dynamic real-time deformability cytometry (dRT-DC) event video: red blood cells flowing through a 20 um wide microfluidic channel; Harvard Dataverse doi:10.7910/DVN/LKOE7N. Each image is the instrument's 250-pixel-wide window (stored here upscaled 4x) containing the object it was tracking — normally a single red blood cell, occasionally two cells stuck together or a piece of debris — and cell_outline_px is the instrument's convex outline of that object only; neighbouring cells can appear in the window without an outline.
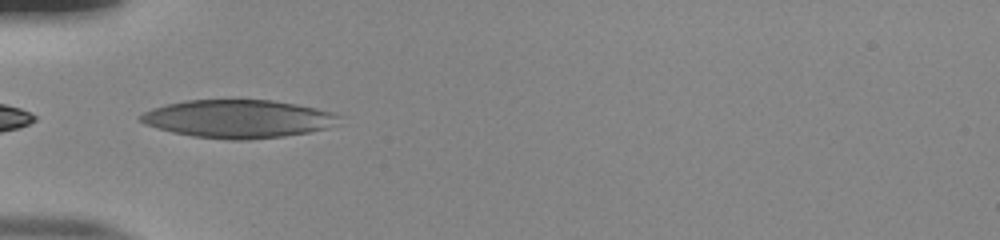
{"species": "human", "species_latin": "Homo sapiens", "temperature_condition": "room temperature", "stored_images_in_passage": 22, "camera_frame_rate_fps": 3000, "um_per_image_px": 0.085, "donor": {"sex": "male"}, "frame": {"image": 1, "passage_image": 1, "time_ms": 0.0, "image_size_px": [1000, 240], "cell_outline_px": [[344, 116], [340, 124], [308, 132], [284, 136], [248, 140], [232, 140], [192, 136], [172, 132], [156, 128], [144, 124], [136, 116], [152, 108], [184, 100], [272, 100], [296, 104], [316, 108], [332, 112]], "centroid_in_image_um": [20.26, 10.1], "position_along_channel_um": 64.7, "area_um2": 44.33}}
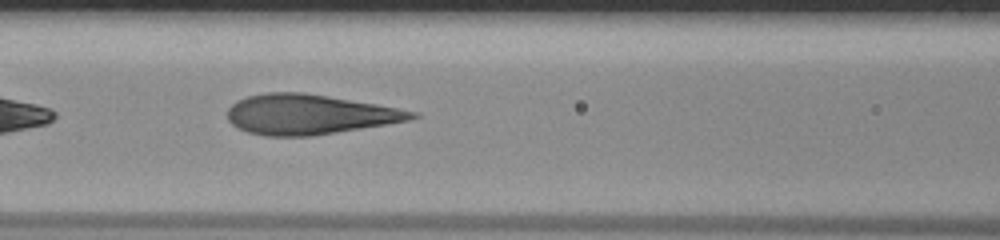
{"frame": {"image": 2, "passage_image": 7, "time_ms": 2.0, "image_size_px": [1000, 240], "cell_outline_px": [[420, 116], [408, 120], [312, 136], [264, 136], [248, 132], [236, 128], [228, 120], [228, 108], [236, 100], [248, 96], [264, 92], [304, 92], [376, 104], [420, 112]], "centroid_in_image_um": [26.24, 9.72], "position_along_channel_um": 140.4, "area_um2": 42.83}}
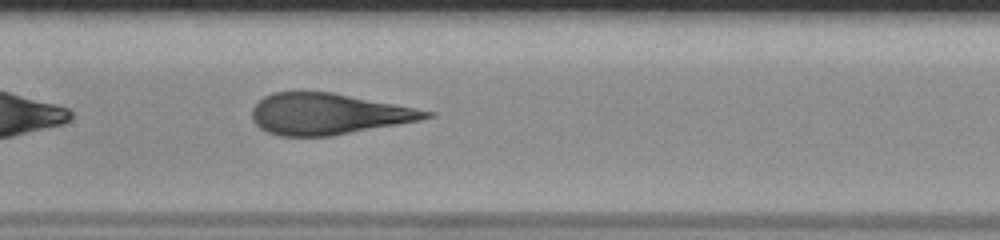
{"frame": {"image": 3, "passage_image": 10, "time_ms": 3.0, "image_size_px": [1000, 240], "cell_outline_px": [[436, 116], [420, 120], [332, 136], [280, 136], [268, 132], [260, 128], [252, 120], [252, 108], [264, 96], [272, 92], [332, 92], [416, 108], [436, 112]], "centroid_in_image_um": [27.91, 9.69], "position_along_channel_um": 179.5, "area_um2": 41.67}}